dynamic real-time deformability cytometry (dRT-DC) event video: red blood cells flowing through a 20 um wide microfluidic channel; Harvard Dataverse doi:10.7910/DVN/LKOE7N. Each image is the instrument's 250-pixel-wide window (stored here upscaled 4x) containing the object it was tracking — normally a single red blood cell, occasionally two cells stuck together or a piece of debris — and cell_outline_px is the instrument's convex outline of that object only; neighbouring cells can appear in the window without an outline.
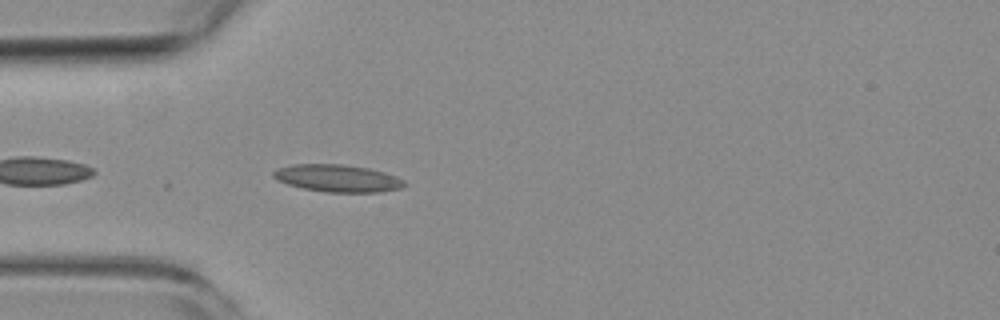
{"species": "common noctule bat (a hibernating species)", "species_latin": "Nyctalus noctula", "temperature_condition": "room temperature", "stored_images_in_passage": 5, "camera_frame_rate_fps": 3000, "um_per_image_px": 0.085, "animal": {"sex": "female", "body_mass_g": 19.3, "forearm_length_mm": 54.1}, "frame": {"image": 1, "passage_image": 5, "time_ms": 4.667, "image_size_px": [1000, 320], "cell_outline_px": [[408, 184], [400, 188], [380, 192], [328, 192], [304, 188], [288, 184], [276, 180], [272, 176], [272, 172], [280, 168], [292, 164], [340, 164], [368, 168], [384, 172], [396, 176], [404, 180]], "centroid_in_image_um": [28.71, 15.15], "position_along_channel_um": 56.3, "area_um2": 20.75}}